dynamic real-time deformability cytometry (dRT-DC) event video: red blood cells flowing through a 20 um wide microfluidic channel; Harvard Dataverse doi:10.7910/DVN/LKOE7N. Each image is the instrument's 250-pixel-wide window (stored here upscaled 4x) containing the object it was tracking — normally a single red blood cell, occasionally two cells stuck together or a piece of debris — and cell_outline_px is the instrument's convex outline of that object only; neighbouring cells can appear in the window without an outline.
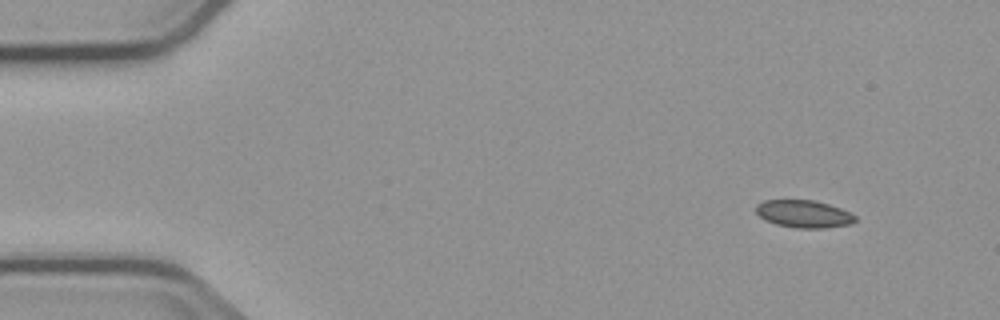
{"species": "common noctule bat (a hibernating species)", "species_latin": "Nyctalus noctula", "temperature_condition": "cold", "stored_images_in_passage": 4, "camera_frame_rate_fps": 3000, "um_per_image_px": 0.085, "animal": {"sex": "male", "body_mass_g": 23.1, "forearm_length_mm": 52.7}, "frame": {"image": 1, "passage_image": 1, "time_ms": 0.0, "image_size_px": [1000, 320], "cell_outline_px": [[856, 220], [852, 224], [824, 228], [796, 228], [776, 224], [764, 220], [756, 212], [756, 204], [764, 200], [812, 200], [828, 204], [840, 208], [856, 216]], "centroid_in_image_um": [68.31, 18.19], "position_along_channel_um": 16.7, "area_um2": 15.9}}
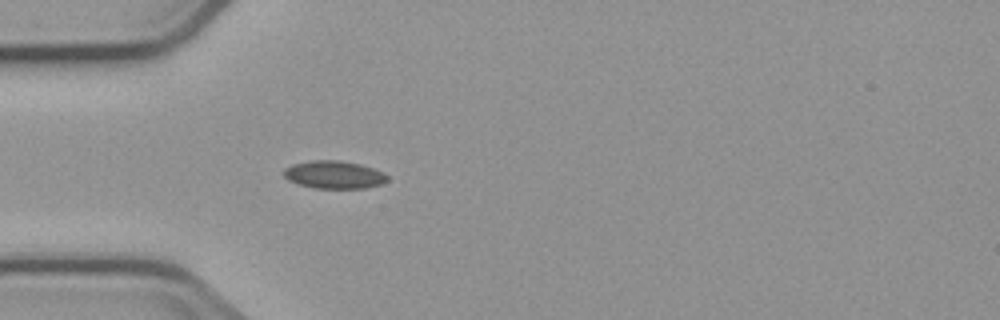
{"frame": {"image": 2, "passage_image": 4, "time_ms": 3.667, "image_size_px": [1000, 320], "cell_outline_px": [[388, 180], [384, 184], [364, 188], [316, 188], [300, 184], [288, 180], [284, 176], [284, 168], [292, 164], [312, 160], [340, 160], [360, 164], [384, 172], [388, 176]], "centroid_in_image_um": [28.42, 14.84], "position_along_channel_um": 56.6, "area_um2": 16.82}}